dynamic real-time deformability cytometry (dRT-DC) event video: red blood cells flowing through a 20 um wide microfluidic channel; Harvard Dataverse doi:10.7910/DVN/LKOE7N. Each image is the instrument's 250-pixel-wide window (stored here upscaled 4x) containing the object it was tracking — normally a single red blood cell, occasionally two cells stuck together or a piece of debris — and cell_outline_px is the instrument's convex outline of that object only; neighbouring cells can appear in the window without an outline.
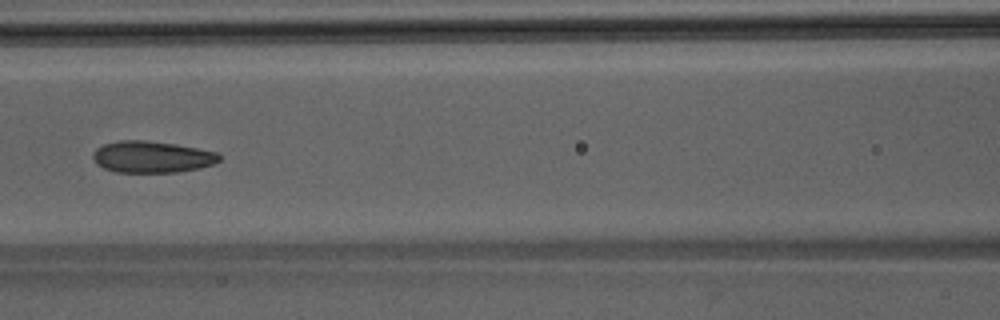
{"species": "Egyptian fruit bat (a non-hibernating species)", "species_latin": "Rousettus aegyptiacus", "temperature_condition": "room temperature", "stored_images_in_passage": 48, "camera_frame_rate_fps": 3000, "um_per_image_px": 0.085, "animal": {"sex": "male"}, "frame": {"image": 1, "passage_image": 22, "time_ms": 7.0, "image_size_px": [1000, 320], "cell_outline_px": [[220, 160], [212, 164], [200, 168], [176, 172], [116, 172], [104, 168], [96, 164], [92, 156], [92, 152], [96, 148], [104, 144], [120, 140], [144, 140], [176, 144], [216, 152], [220, 156]], "centroid_in_image_um": [12.87, 13.33], "position_along_channel_um": 153.7, "area_um2": 23.24}}
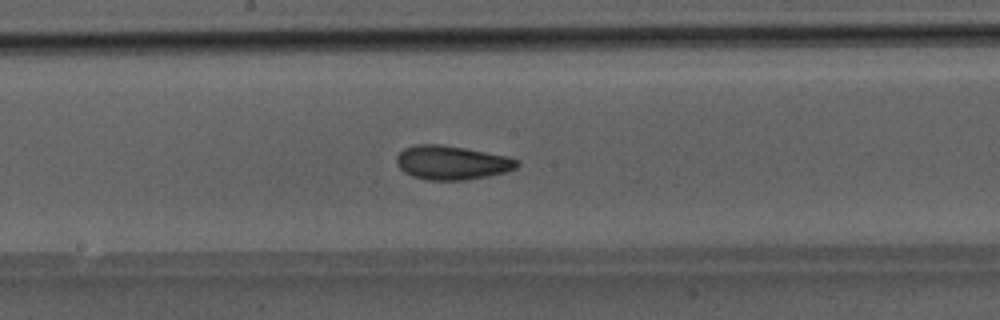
{"frame": {"image": 2, "passage_image": 26, "time_ms": 8.333, "image_size_px": [1000, 320], "cell_outline_px": [[520, 164], [516, 168], [504, 172], [488, 176], [464, 180], [428, 180], [412, 176], [404, 172], [396, 164], [396, 156], [404, 148], [416, 144], [440, 144], [464, 148], [508, 156], [520, 160]], "centroid_in_image_um": [38.4, 13.82], "position_along_channel_um": 209.8, "area_um2": 23.93}}
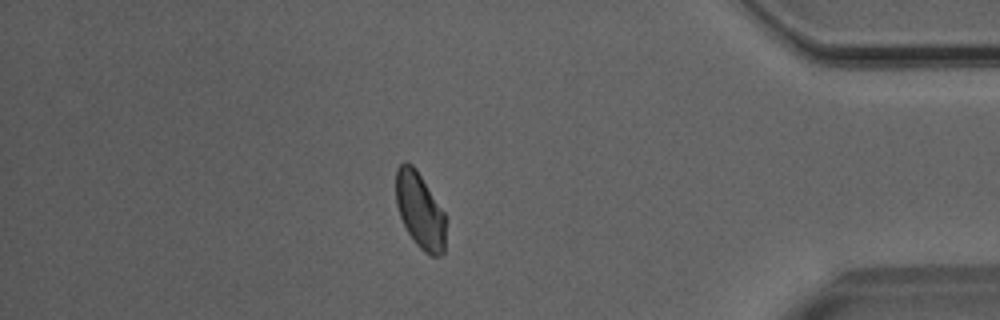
{"frame": {"image": 3, "passage_image": 42, "time_ms": 13.667, "image_size_px": [1000, 320], "cell_outline_px": [[444, 252], [440, 256], [432, 256], [424, 252], [416, 244], [408, 232], [400, 216], [396, 204], [396, 168], [404, 160], [412, 164], [416, 168], [444, 212]], "centroid_in_image_um": [35.67, 17.86], "position_along_channel_um": 399.5, "area_um2": 21.85}}